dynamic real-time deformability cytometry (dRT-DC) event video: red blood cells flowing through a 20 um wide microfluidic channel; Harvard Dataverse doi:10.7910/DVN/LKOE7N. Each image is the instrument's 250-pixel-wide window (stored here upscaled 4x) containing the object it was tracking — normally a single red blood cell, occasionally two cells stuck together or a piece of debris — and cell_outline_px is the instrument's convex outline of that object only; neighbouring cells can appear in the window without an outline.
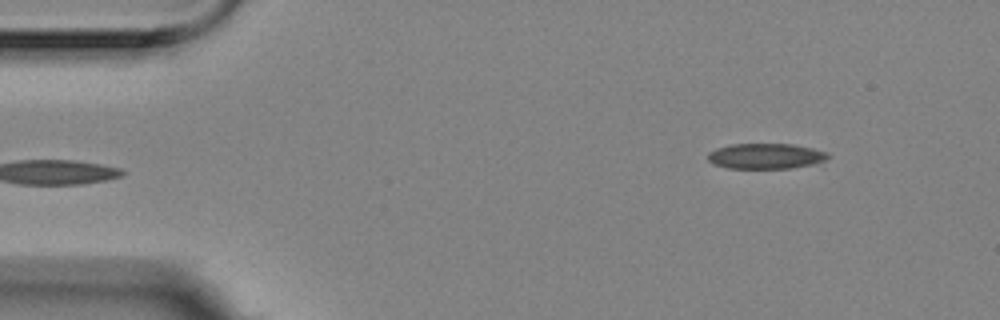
{"species": "Egyptian fruit bat (a non-hibernating species)", "species_latin": "Rousettus aegyptiacus", "temperature_condition": "room temperature", "stored_images_in_passage": 11, "camera_frame_rate_fps": 3000, "um_per_image_px": 0.085, "animal": {"sex": "female"}, "frame": {"image": 1, "passage_image": 1, "time_ms": 0.0, "image_size_px": [1000, 320], "cell_outline_px": [[832, 156], [824, 160], [812, 164], [792, 168], [728, 168], [716, 164], [708, 160], [708, 152], [716, 148], [732, 144], [792, 144], [812, 148], [828, 152]], "centroid_in_image_um": [65.11, 13.26], "position_along_channel_um": 19.9, "area_um2": 17.74}}
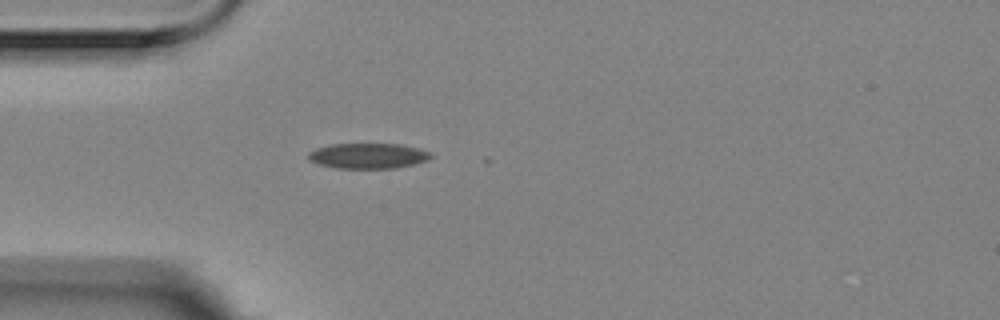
{"frame": {"image": 2, "passage_image": 10, "time_ms": 3.0, "image_size_px": [1000, 320], "cell_outline_px": [[432, 156], [428, 160], [396, 168], [336, 168], [320, 164], [308, 160], [308, 152], [316, 148], [332, 144], [400, 144], [416, 148], [428, 152]], "centroid_in_image_um": [31.24, 13.25], "position_along_channel_um": 53.8, "area_um2": 17.92}}